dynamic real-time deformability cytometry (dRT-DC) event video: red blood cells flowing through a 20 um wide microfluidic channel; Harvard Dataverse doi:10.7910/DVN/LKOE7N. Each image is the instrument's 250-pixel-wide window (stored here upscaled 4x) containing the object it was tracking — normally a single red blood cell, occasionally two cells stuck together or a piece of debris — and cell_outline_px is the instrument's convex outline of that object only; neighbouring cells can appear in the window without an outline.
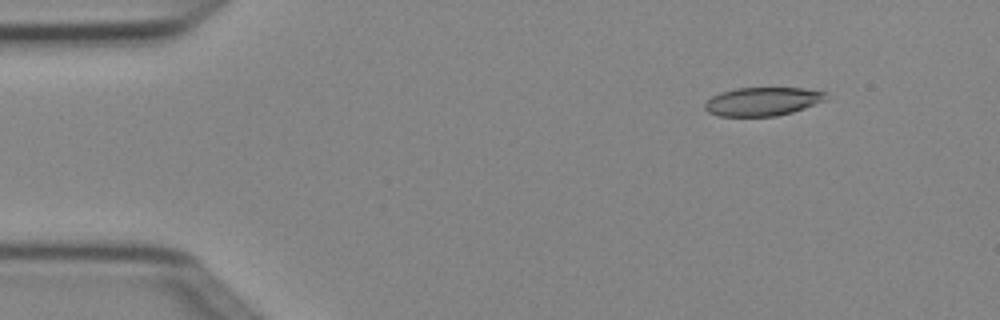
{"species": "Egyptian fruit bat (a non-hibernating species)", "species_latin": "Rousettus aegyptiacus", "temperature_condition": "cold", "stored_images_in_passage": 4, "camera_frame_rate_fps": 3000, "um_per_image_px": 0.085, "animal": {"sex": "female"}, "frame": {"image": 1, "passage_image": 2, "time_ms": 0.333, "image_size_px": [1000, 320], "cell_outline_px": [[828, 100], [792, 112], [776, 116], [716, 116], [708, 112], [704, 108], [704, 104], [712, 96], [720, 92], [736, 88], [804, 88], [828, 92]], "centroid_in_image_um": [64.85, 8.62], "position_along_channel_um": 20.2, "area_um2": 20.35}}